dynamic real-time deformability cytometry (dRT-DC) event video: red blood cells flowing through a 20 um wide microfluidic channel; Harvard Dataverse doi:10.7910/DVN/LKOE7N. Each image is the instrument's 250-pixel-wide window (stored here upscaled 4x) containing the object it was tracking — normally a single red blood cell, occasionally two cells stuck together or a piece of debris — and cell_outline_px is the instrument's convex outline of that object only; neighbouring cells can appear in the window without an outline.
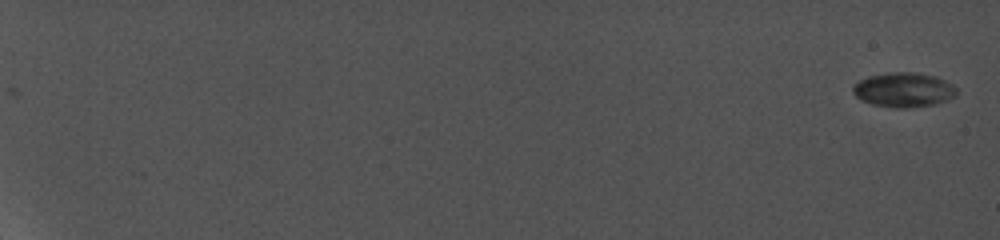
{"species": "common noctule bat (a hibernating species)", "species_latin": "Nyctalus noctula", "temperature_condition": "cold", "stored_images_in_passage": 7, "camera_frame_rate_fps": 5000, "um_per_image_px": 0.085, "animal": {"sex": "female", "body_mass_g": 19.0, "forearm_length_mm": 56.7}, "frame": {"image": 1, "passage_image": 1, "time_ms": 0.0, "image_size_px": [1000, 240], "cell_outline_px": [[956, 96], [948, 100], [936, 104], [904, 108], [896, 108], [872, 104], [860, 100], [852, 92], [852, 84], [868, 76], [892, 72], [916, 72], [936, 76], [952, 84], [956, 88]], "centroid_in_image_um": [76.8, 7.63], "position_along_channel_um": 8.2, "area_um2": 21.04}}
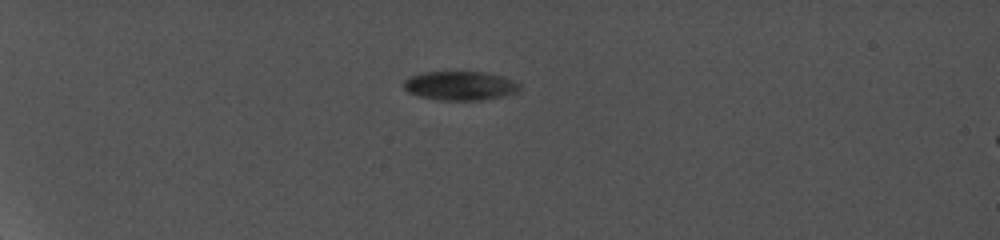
{"frame": {"image": 2, "passage_image": 5, "time_ms": 6.2, "image_size_px": [1000, 240], "cell_outline_px": [[520, 88], [516, 92], [500, 96], [480, 100], [440, 100], [420, 96], [408, 92], [404, 88], [404, 80], [408, 76], [424, 72], [484, 72], [516, 80], [520, 84]], "centroid_in_image_um": [39.09, 7.28], "position_along_channel_um": 45.9, "area_um2": 19.48}}
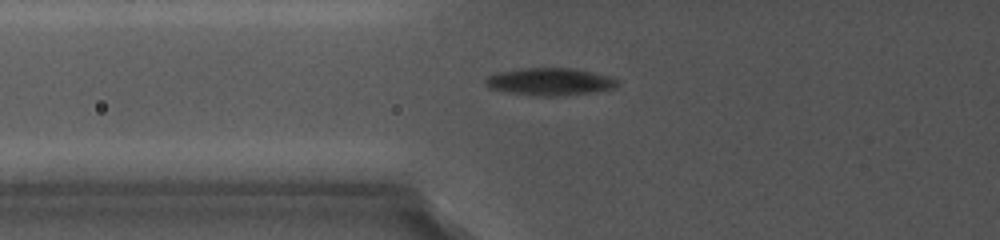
{"frame": {"image": 3, "passage_image": 7, "time_ms": 8.8, "image_size_px": [1000, 240], "cell_outline_px": [[620, 84], [616, 88], [596, 92], [556, 96], [528, 96], [488, 88], [484, 80], [488, 76], [496, 72], [520, 68], [572, 68], [592, 72], [608, 76], [616, 80]], "centroid_in_image_um": [46.71, 6.95], "position_along_channel_um": 79.1, "area_um2": 21.33}}